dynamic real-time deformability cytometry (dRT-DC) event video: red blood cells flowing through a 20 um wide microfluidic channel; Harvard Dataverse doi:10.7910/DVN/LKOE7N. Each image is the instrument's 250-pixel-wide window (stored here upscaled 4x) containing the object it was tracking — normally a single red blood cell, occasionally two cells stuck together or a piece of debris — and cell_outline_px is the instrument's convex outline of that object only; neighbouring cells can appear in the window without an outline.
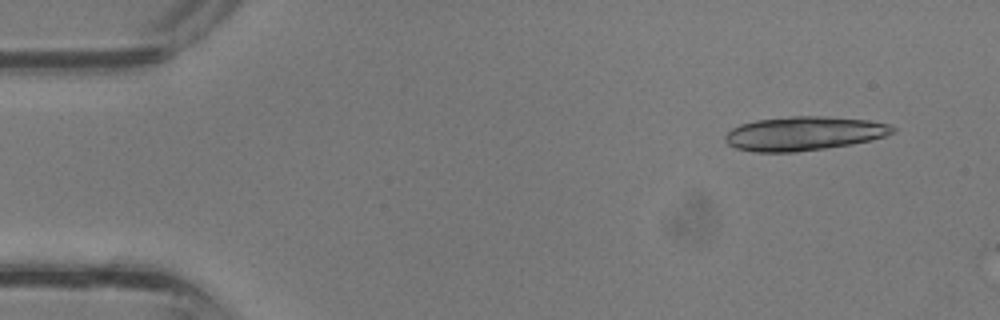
{"species": "common noctule bat (a hibernating species)", "species_latin": "Nyctalus noctula", "temperature_condition": "room temperature", "stored_images_in_passage": 34, "segment_of_instrument_passage": [1, 2], "camera_frame_rate_fps": 3000, "um_per_image_px": 0.085, "animal": {"sex": "male", "body_mass_g": 13.3}, "frame": {"image": 1, "passage_image": 3, "time_ms": 0.667, "image_size_px": [1000, 320], "cell_outline_px": [[896, 128], [892, 132], [884, 136], [872, 140], [852, 144], [796, 152], [752, 152], [736, 148], [728, 144], [724, 140], [724, 136], [732, 128], [740, 124], [756, 120], [792, 116], [828, 116], [868, 120], [888, 124]], "centroid_in_image_um": [68.3, 11.34], "position_along_channel_um": 16.7, "area_um2": 33.18}}